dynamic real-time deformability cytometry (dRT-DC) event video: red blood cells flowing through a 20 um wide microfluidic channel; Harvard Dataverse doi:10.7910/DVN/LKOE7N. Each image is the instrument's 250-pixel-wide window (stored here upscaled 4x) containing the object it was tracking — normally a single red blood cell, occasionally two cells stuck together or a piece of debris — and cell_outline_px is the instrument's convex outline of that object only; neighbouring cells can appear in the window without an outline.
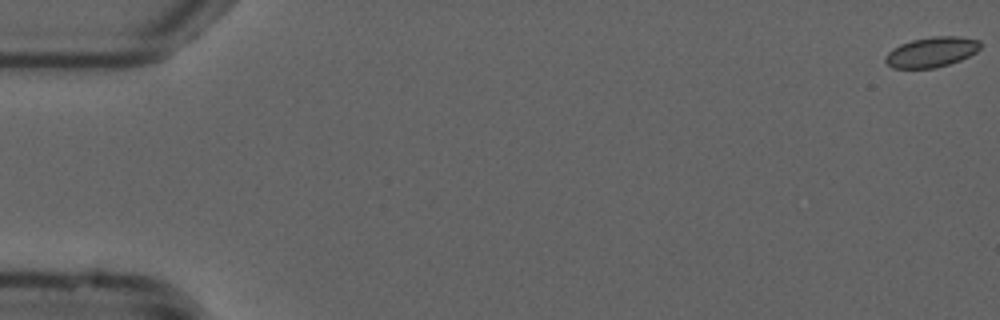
{"species": "common noctule bat (a hibernating species)", "species_latin": "Nyctalus noctula", "temperature_condition": "cold", "stored_images_in_passage": 55, "camera_frame_rate_fps": 3000, "um_per_image_px": 0.085, "animal": {"sex": "male", "forearm_length_mm": 52.5}, "frame": {"image": 1, "passage_image": 1, "time_ms": 0.0, "image_size_px": [1000, 320], "cell_outline_px": [[980, 48], [976, 52], [960, 60], [936, 68], [892, 68], [884, 60], [884, 56], [892, 48], [900, 44], [912, 40], [932, 36], [960, 36], [980, 40]], "centroid_in_image_um": [79.17, 4.42], "position_along_channel_um": 5.8, "area_um2": 16.76}}
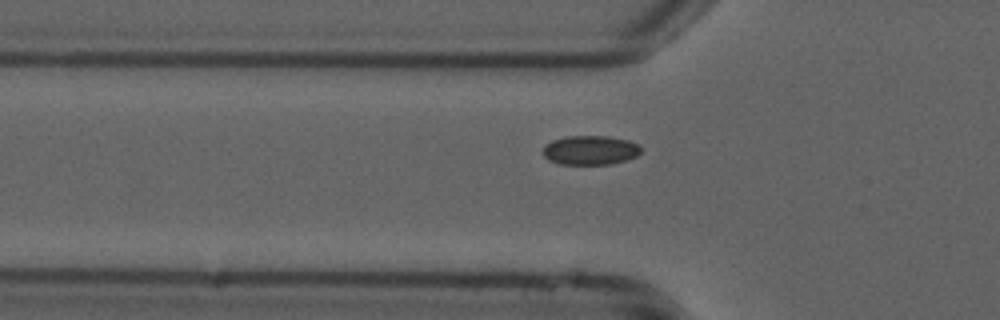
{"frame": {"image": 2, "passage_image": 19, "time_ms": 6.0, "image_size_px": [1000, 320], "cell_outline_px": [[644, 148], [636, 156], [612, 164], [560, 164], [548, 160], [544, 156], [544, 148], [552, 140], [564, 136], [608, 136], [628, 140], [640, 144]], "centroid_in_image_um": [50.21, 12.76], "position_along_channel_um": 75.6, "area_um2": 16.76}}
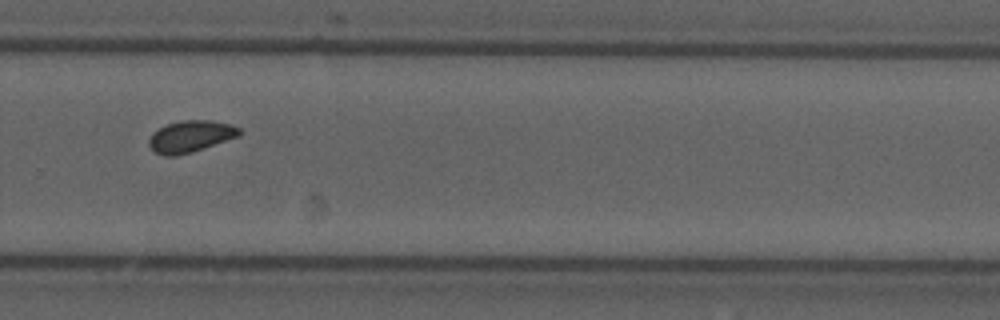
{"frame": {"image": 3, "passage_image": 38, "time_ms": 12.333, "image_size_px": [1000, 320], "cell_outline_px": [[244, 132], [240, 136], [192, 152], [176, 156], [164, 156], [156, 152], [148, 144], [148, 140], [152, 132], [168, 124], [184, 120], [212, 120], [232, 124], [240, 128]], "centroid_in_image_um": [16.24, 11.59], "position_along_channel_um": 313.6, "area_um2": 16.82}, "authors_computed_cell_mechanics": {"area_um2": 16.5308, "velocity_mm_per_s": 3.7563, "shape_relaxation_time_tau1_ms": null, "shape_relaxation_time_tau2_ms": 5.1431, "deformation_change_tau1": null, "deformation_change_tau2": 0.0535}}